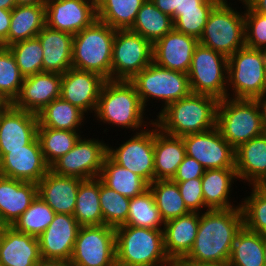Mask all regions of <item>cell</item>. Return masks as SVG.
Returning <instances> with one entry per match:
<instances>
[{
    "label": "cell",
    "instance_id": "63",
    "mask_svg": "<svg viewBox=\"0 0 266 266\" xmlns=\"http://www.w3.org/2000/svg\"><path fill=\"white\" fill-rule=\"evenodd\" d=\"M218 1L219 2H228V0H218ZM237 1H240L239 3H245L246 2V0H237ZM229 2H230V0H229Z\"/></svg>",
    "mask_w": 266,
    "mask_h": 266
},
{
    "label": "cell",
    "instance_id": "23",
    "mask_svg": "<svg viewBox=\"0 0 266 266\" xmlns=\"http://www.w3.org/2000/svg\"><path fill=\"white\" fill-rule=\"evenodd\" d=\"M41 259L38 237L13 226L0 232V266H36Z\"/></svg>",
    "mask_w": 266,
    "mask_h": 266
},
{
    "label": "cell",
    "instance_id": "15",
    "mask_svg": "<svg viewBox=\"0 0 266 266\" xmlns=\"http://www.w3.org/2000/svg\"><path fill=\"white\" fill-rule=\"evenodd\" d=\"M186 155L205 170L235 168V149L222 137L217 127L182 137Z\"/></svg>",
    "mask_w": 266,
    "mask_h": 266
},
{
    "label": "cell",
    "instance_id": "57",
    "mask_svg": "<svg viewBox=\"0 0 266 266\" xmlns=\"http://www.w3.org/2000/svg\"><path fill=\"white\" fill-rule=\"evenodd\" d=\"M16 5V0H0V9L12 10Z\"/></svg>",
    "mask_w": 266,
    "mask_h": 266
},
{
    "label": "cell",
    "instance_id": "32",
    "mask_svg": "<svg viewBox=\"0 0 266 266\" xmlns=\"http://www.w3.org/2000/svg\"><path fill=\"white\" fill-rule=\"evenodd\" d=\"M86 116L88 115L78 107L60 97L54 99L37 114L38 128H53L82 132L80 129L85 125L84 122L87 123L89 121H86Z\"/></svg>",
    "mask_w": 266,
    "mask_h": 266
},
{
    "label": "cell",
    "instance_id": "42",
    "mask_svg": "<svg viewBox=\"0 0 266 266\" xmlns=\"http://www.w3.org/2000/svg\"><path fill=\"white\" fill-rule=\"evenodd\" d=\"M7 48L24 78L43 72V49L37 37L15 42Z\"/></svg>",
    "mask_w": 266,
    "mask_h": 266
},
{
    "label": "cell",
    "instance_id": "26",
    "mask_svg": "<svg viewBox=\"0 0 266 266\" xmlns=\"http://www.w3.org/2000/svg\"><path fill=\"white\" fill-rule=\"evenodd\" d=\"M37 196V184L0 175V217L5 225L12 226Z\"/></svg>",
    "mask_w": 266,
    "mask_h": 266
},
{
    "label": "cell",
    "instance_id": "61",
    "mask_svg": "<svg viewBox=\"0 0 266 266\" xmlns=\"http://www.w3.org/2000/svg\"><path fill=\"white\" fill-rule=\"evenodd\" d=\"M259 234L261 238L266 242V227Z\"/></svg>",
    "mask_w": 266,
    "mask_h": 266
},
{
    "label": "cell",
    "instance_id": "17",
    "mask_svg": "<svg viewBox=\"0 0 266 266\" xmlns=\"http://www.w3.org/2000/svg\"><path fill=\"white\" fill-rule=\"evenodd\" d=\"M50 170L36 136L25 149H8L0 159V175L37 184Z\"/></svg>",
    "mask_w": 266,
    "mask_h": 266
},
{
    "label": "cell",
    "instance_id": "27",
    "mask_svg": "<svg viewBox=\"0 0 266 266\" xmlns=\"http://www.w3.org/2000/svg\"><path fill=\"white\" fill-rule=\"evenodd\" d=\"M36 37L43 49V72L62 75L72 68L74 35L45 25Z\"/></svg>",
    "mask_w": 266,
    "mask_h": 266
},
{
    "label": "cell",
    "instance_id": "39",
    "mask_svg": "<svg viewBox=\"0 0 266 266\" xmlns=\"http://www.w3.org/2000/svg\"><path fill=\"white\" fill-rule=\"evenodd\" d=\"M164 224L149 188L142 194L130 198L128 216L124 225L163 230Z\"/></svg>",
    "mask_w": 266,
    "mask_h": 266
},
{
    "label": "cell",
    "instance_id": "52",
    "mask_svg": "<svg viewBox=\"0 0 266 266\" xmlns=\"http://www.w3.org/2000/svg\"><path fill=\"white\" fill-rule=\"evenodd\" d=\"M206 0H177L176 11L199 10Z\"/></svg>",
    "mask_w": 266,
    "mask_h": 266
},
{
    "label": "cell",
    "instance_id": "48",
    "mask_svg": "<svg viewBox=\"0 0 266 266\" xmlns=\"http://www.w3.org/2000/svg\"><path fill=\"white\" fill-rule=\"evenodd\" d=\"M173 182L177 183L181 197L190 212L201 213L203 209H209L204 203L201 178Z\"/></svg>",
    "mask_w": 266,
    "mask_h": 266
},
{
    "label": "cell",
    "instance_id": "38",
    "mask_svg": "<svg viewBox=\"0 0 266 266\" xmlns=\"http://www.w3.org/2000/svg\"><path fill=\"white\" fill-rule=\"evenodd\" d=\"M156 206L164 222L190 213L172 180H154L149 184Z\"/></svg>",
    "mask_w": 266,
    "mask_h": 266
},
{
    "label": "cell",
    "instance_id": "36",
    "mask_svg": "<svg viewBox=\"0 0 266 266\" xmlns=\"http://www.w3.org/2000/svg\"><path fill=\"white\" fill-rule=\"evenodd\" d=\"M172 29V18L161 12L151 0H146L129 30L154 44Z\"/></svg>",
    "mask_w": 266,
    "mask_h": 266
},
{
    "label": "cell",
    "instance_id": "55",
    "mask_svg": "<svg viewBox=\"0 0 266 266\" xmlns=\"http://www.w3.org/2000/svg\"><path fill=\"white\" fill-rule=\"evenodd\" d=\"M246 3L254 11L266 15V0H246Z\"/></svg>",
    "mask_w": 266,
    "mask_h": 266
},
{
    "label": "cell",
    "instance_id": "6",
    "mask_svg": "<svg viewBox=\"0 0 266 266\" xmlns=\"http://www.w3.org/2000/svg\"><path fill=\"white\" fill-rule=\"evenodd\" d=\"M216 127L234 149L265 133L255 99L227 97L219 100Z\"/></svg>",
    "mask_w": 266,
    "mask_h": 266
},
{
    "label": "cell",
    "instance_id": "49",
    "mask_svg": "<svg viewBox=\"0 0 266 266\" xmlns=\"http://www.w3.org/2000/svg\"><path fill=\"white\" fill-rule=\"evenodd\" d=\"M204 172L205 168L202 164L194 158L185 155L172 181H187L189 179L201 178Z\"/></svg>",
    "mask_w": 266,
    "mask_h": 266
},
{
    "label": "cell",
    "instance_id": "46",
    "mask_svg": "<svg viewBox=\"0 0 266 266\" xmlns=\"http://www.w3.org/2000/svg\"><path fill=\"white\" fill-rule=\"evenodd\" d=\"M218 3V0H206L199 10L176 11L173 29L199 40L210 12Z\"/></svg>",
    "mask_w": 266,
    "mask_h": 266
},
{
    "label": "cell",
    "instance_id": "3",
    "mask_svg": "<svg viewBox=\"0 0 266 266\" xmlns=\"http://www.w3.org/2000/svg\"><path fill=\"white\" fill-rule=\"evenodd\" d=\"M218 103L213 96L190 93L159 111L154 123L172 136L202 133L216 127Z\"/></svg>",
    "mask_w": 266,
    "mask_h": 266
},
{
    "label": "cell",
    "instance_id": "19",
    "mask_svg": "<svg viewBox=\"0 0 266 266\" xmlns=\"http://www.w3.org/2000/svg\"><path fill=\"white\" fill-rule=\"evenodd\" d=\"M37 114L15 108L12 104L0 113V159L8 149H25L36 136Z\"/></svg>",
    "mask_w": 266,
    "mask_h": 266
},
{
    "label": "cell",
    "instance_id": "31",
    "mask_svg": "<svg viewBox=\"0 0 266 266\" xmlns=\"http://www.w3.org/2000/svg\"><path fill=\"white\" fill-rule=\"evenodd\" d=\"M45 25V4L16 5L11 10L8 38L0 46L8 47L18 41L35 38Z\"/></svg>",
    "mask_w": 266,
    "mask_h": 266
},
{
    "label": "cell",
    "instance_id": "35",
    "mask_svg": "<svg viewBox=\"0 0 266 266\" xmlns=\"http://www.w3.org/2000/svg\"><path fill=\"white\" fill-rule=\"evenodd\" d=\"M73 216L80 226L103 225L98 177L80 182Z\"/></svg>",
    "mask_w": 266,
    "mask_h": 266
},
{
    "label": "cell",
    "instance_id": "5",
    "mask_svg": "<svg viewBox=\"0 0 266 266\" xmlns=\"http://www.w3.org/2000/svg\"><path fill=\"white\" fill-rule=\"evenodd\" d=\"M116 30L96 19L73 37L72 68L111 80L112 46Z\"/></svg>",
    "mask_w": 266,
    "mask_h": 266
},
{
    "label": "cell",
    "instance_id": "64",
    "mask_svg": "<svg viewBox=\"0 0 266 266\" xmlns=\"http://www.w3.org/2000/svg\"><path fill=\"white\" fill-rule=\"evenodd\" d=\"M264 260H265V266H266V242H265V246H264Z\"/></svg>",
    "mask_w": 266,
    "mask_h": 266
},
{
    "label": "cell",
    "instance_id": "24",
    "mask_svg": "<svg viewBox=\"0 0 266 266\" xmlns=\"http://www.w3.org/2000/svg\"><path fill=\"white\" fill-rule=\"evenodd\" d=\"M82 179L59 175L49 170L37 183L38 196L55 213L73 215Z\"/></svg>",
    "mask_w": 266,
    "mask_h": 266
},
{
    "label": "cell",
    "instance_id": "51",
    "mask_svg": "<svg viewBox=\"0 0 266 266\" xmlns=\"http://www.w3.org/2000/svg\"><path fill=\"white\" fill-rule=\"evenodd\" d=\"M163 13L169 15L172 20L176 19L177 0H151Z\"/></svg>",
    "mask_w": 266,
    "mask_h": 266
},
{
    "label": "cell",
    "instance_id": "2",
    "mask_svg": "<svg viewBox=\"0 0 266 266\" xmlns=\"http://www.w3.org/2000/svg\"><path fill=\"white\" fill-rule=\"evenodd\" d=\"M146 110L148 112L130 81L106 80L100 91L94 117L101 125L103 123L112 127H121L123 130L128 129L137 133L154 122V119L150 120Z\"/></svg>",
    "mask_w": 266,
    "mask_h": 266
},
{
    "label": "cell",
    "instance_id": "40",
    "mask_svg": "<svg viewBox=\"0 0 266 266\" xmlns=\"http://www.w3.org/2000/svg\"><path fill=\"white\" fill-rule=\"evenodd\" d=\"M81 133L83 132L37 128V137L47 164L51 166L61 156L67 154L79 140Z\"/></svg>",
    "mask_w": 266,
    "mask_h": 266
},
{
    "label": "cell",
    "instance_id": "8",
    "mask_svg": "<svg viewBox=\"0 0 266 266\" xmlns=\"http://www.w3.org/2000/svg\"><path fill=\"white\" fill-rule=\"evenodd\" d=\"M130 82L135 86L145 109L150 105L148 101L152 104L153 100L156 103L161 100V111L191 93L187 73L162 68L154 62L142 69Z\"/></svg>",
    "mask_w": 266,
    "mask_h": 266
},
{
    "label": "cell",
    "instance_id": "7",
    "mask_svg": "<svg viewBox=\"0 0 266 266\" xmlns=\"http://www.w3.org/2000/svg\"><path fill=\"white\" fill-rule=\"evenodd\" d=\"M219 2L210 12L199 43L230 57L245 47L244 11Z\"/></svg>",
    "mask_w": 266,
    "mask_h": 266
},
{
    "label": "cell",
    "instance_id": "60",
    "mask_svg": "<svg viewBox=\"0 0 266 266\" xmlns=\"http://www.w3.org/2000/svg\"><path fill=\"white\" fill-rule=\"evenodd\" d=\"M263 53V59H264V68L266 73V48L261 49Z\"/></svg>",
    "mask_w": 266,
    "mask_h": 266
},
{
    "label": "cell",
    "instance_id": "53",
    "mask_svg": "<svg viewBox=\"0 0 266 266\" xmlns=\"http://www.w3.org/2000/svg\"><path fill=\"white\" fill-rule=\"evenodd\" d=\"M255 100L259 105L261 112L262 126L264 132L266 133V92L263 93L261 96L257 97Z\"/></svg>",
    "mask_w": 266,
    "mask_h": 266
},
{
    "label": "cell",
    "instance_id": "4",
    "mask_svg": "<svg viewBox=\"0 0 266 266\" xmlns=\"http://www.w3.org/2000/svg\"><path fill=\"white\" fill-rule=\"evenodd\" d=\"M116 265L173 266L164 248L163 230L122 225L115 228Z\"/></svg>",
    "mask_w": 266,
    "mask_h": 266
},
{
    "label": "cell",
    "instance_id": "1",
    "mask_svg": "<svg viewBox=\"0 0 266 266\" xmlns=\"http://www.w3.org/2000/svg\"><path fill=\"white\" fill-rule=\"evenodd\" d=\"M243 225L241 207L208 209L199 213L193 247L180 260L207 264L228 263L235 236Z\"/></svg>",
    "mask_w": 266,
    "mask_h": 266
},
{
    "label": "cell",
    "instance_id": "41",
    "mask_svg": "<svg viewBox=\"0 0 266 266\" xmlns=\"http://www.w3.org/2000/svg\"><path fill=\"white\" fill-rule=\"evenodd\" d=\"M55 214L54 210L37 196L12 226L17 231L38 237L53 221Z\"/></svg>",
    "mask_w": 266,
    "mask_h": 266
},
{
    "label": "cell",
    "instance_id": "12",
    "mask_svg": "<svg viewBox=\"0 0 266 266\" xmlns=\"http://www.w3.org/2000/svg\"><path fill=\"white\" fill-rule=\"evenodd\" d=\"M70 261L73 266H116L115 228L80 226Z\"/></svg>",
    "mask_w": 266,
    "mask_h": 266
},
{
    "label": "cell",
    "instance_id": "29",
    "mask_svg": "<svg viewBox=\"0 0 266 266\" xmlns=\"http://www.w3.org/2000/svg\"><path fill=\"white\" fill-rule=\"evenodd\" d=\"M185 155L182 137L166 134L154 123L155 180H172Z\"/></svg>",
    "mask_w": 266,
    "mask_h": 266
},
{
    "label": "cell",
    "instance_id": "25",
    "mask_svg": "<svg viewBox=\"0 0 266 266\" xmlns=\"http://www.w3.org/2000/svg\"><path fill=\"white\" fill-rule=\"evenodd\" d=\"M235 153L238 180L248 186H266V133L241 144Z\"/></svg>",
    "mask_w": 266,
    "mask_h": 266
},
{
    "label": "cell",
    "instance_id": "16",
    "mask_svg": "<svg viewBox=\"0 0 266 266\" xmlns=\"http://www.w3.org/2000/svg\"><path fill=\"white\" fill-rule=\"evenodd\" d=\"M46 25L72 35L97 19L96 0H46Z\"/></svg>",
    "mask_w": 266,
    "mask_h": 266
},
{
    "label": "cell",
    "instance_id": "37",
    "mask_svg": "<svg viewBox=\"0 0 266 266\" xmlns=\"http://www.w3.org/2000/svg\"><path fill=\"white\" fill-rule=\"evenodd\" d=\"M146 0H96L97 19L115 30L133 26L137 13Z\"/></svg>",
    "mask_w": 266,
    "mask_h": 266
},
{
    "label": "cell",
    "instance_id": "14",
    "mask_svg": "<svg viewBox=\"0 0 266 266\" xmlns=\"http://www.w3.org/2000/svg\"><path fill=\"white\" fill-rule=\"evenodd\" d=\"M151 127L133 133L126 142L118 144L119 147L107 144V156L113 162L139 175L148 184L155 180L154 122Z\"/></svg>",
    "mask_w": 266,
    "mask_h": 266
},
{
    "label": "cell",
    "instance_id": "13",
    "mask_svg": "<svg viewBox=\"0 0 266 266\" xmlns=\"http://www.w3.org/2000/svg\"><path fill=\"white\" fill-rule=\"evenodd\" d=\"M107 156V143L99 138L82 135L74 147L51 166L56 174L77 177L82 180L97 178Z\"/></svg>",
    "mask_w": 266,
    "mask_h": 266
},
{
    "label": "cell",
    "instance_id": "21",
    "mask_svg": "<svg viewBox=\"0 0 266 266\" xmlns=\"http://www.w3.org/2000/svg\"><path fill=\"white\" fill-rule=\"evenodd\" d=\"M199 40L172 29L153 44V62L166 69L188 73Z\"/></svg>",
    "mask_w": 266,
    "mask_h": 266
},
{
    "label": "cell",
    "instance_id": "18",
    "mask_svg": "<svg viewBox=\"0 0 266 266\" xmlns=\"http://www.w3.org/2000/svg\"><path fill=\"white\" fill-rule=\"evenodd\" d=\"M105 81V78L95 72L70 68L62 74L60 97L86 115L95 114Z\"/></svg>",
    "mask_w": 266,
    "mask_h": 266
},
{
    "label": "cell",
    "instance_id": "9",
    "mask_svg": "<svg viewBox=\"0 0 266 266\" xmlns=\"http://www.w3.org/2000/svg\"><path fill=\"white\" fill-rule=\"evenodd\" d=\"M265 92L266 73L262 50L245 46L228 57L227 97L256 99Z\"/></svg>",
    "mask_w": 266,
    "mask_h": 266
},
{
    "label": "cell",
    "instance_id": "44",
    "mask_svg": "<svg viewBox=\"0 0 266 266\" xmlns=\"http://www.w3.org/2000/svg\"><path fill=\"white\" fill-rule=\"evenodd\" d=\"M251 192L242 198L244 226L260 233L266 227V186H249Z\"/></svg>",
    "mask_w": 266,
    "mask_h": 266
},
{
    "label": "cell",
    "instance_id": "11",
    "mask_svg": "<svg viewBox=\"0 0 266 266\" xmlns=\"http://www.w3.org/2000/svg\"><path fill=\"white\" fill-rule=\"evenodd\" d=\"M153 62V44L131 30H116L112 46L111 80L130 81Z\"/></svg>",
    "mask_w": 266,
    "mask_h": 266
},
{
    "label": "cell",
    "instance_id": "54",
    "mask_svg": "<svg viewBox=\"0 0 266 266\" xmlns=\"http://www.w3.org/2000/svg\"><path fill=\"white\" fill-rule=\"evenodd\" d=\"M36 266H73L70 260L41 259Z\"/></svg>",
    "mask_w": 266,
    "mask_h": 266
},
{
    "label": "cell",
    "instance_id": "59",
    "mask_svg": "<svg viewBox=\"0 0 266 266\" xmlns=\"http://www.w3.org/2000/svg\"><path fill=\"white\" fill-rule=\"evenodd\" d=\"M12 103L0 93V111H5Z\"/></svg>",
    "mask_w": 266,
    "mask_h": 266
},
{
    "label": "cell",
    "instance_id": "33",
    "mask_svg": "<svg viewBox=\"0 0 266 266\" xmlns=\"http://www.w3.org/2000/svg\"><path fill=\"white\" fill-rule=\"evenodd\" d=\"M98 178L108 188L129 198L142 194L149 188V184L142 177L119 166L108 156L104 159Z\"/></svg>",
    "mask_w": 266,
    "mask_h": 266
},
{
    "label": "cell",
    "instance_id": "47",
    "mask_svg": "<svg viewBox=\"0 0 266 266\" xmlns=\"http://www.w3.org/2000/svg\"><path fill=\"white\" fill-rule=\"evenodd\" d=\"M244 6L245 46L251 49L266 48V15L254 11L246 2Z\"/></svg>",
    "mask_w": 266,
    "mask_h": 266
},
{
    "label": "cell",
    "instance_id": "22",
    "mask_svg": "<svg viewBox=\"0 0 266 266\" xmlns=\"http://www.w3.org/2000/svg\"><path fill=\"white\" fill-rule=\"evenodd\" d=\"M62 75L42 72L24 78L20 93L12 105L38 114L54 99L60 98Z\"/></svg>",
    "mask_w": 266,
    "mask_h": 266
},
{
    "label": "cell",
    "instance_id": "58",
    "mask_svg": "<svg viewBox=\"0 0 266 266\" xmlns=\"http://www.w3.org/2000/svg\"><path fill=\"white\" fill-rule=\"evenodd\" d=\"M46 0H16L17 5L45 4Z\"/></svg>",
    "mask_w": 266,
    "mask_h": 266
},
{
    "label": "cell",
    "instance_id": "30",
    "mask_svg": "<svg viewBox=\"0 0 266 266\" xmlns=\"http://www.w3.org/2000/svg\"><path fill=\"white\" fill-rule=\"evenodd\" d=\"M201 180L204 203L209 209L241 207V203L235 205L233 202L237 201L231 198L232 186L238 181L235 168L205 170Z\"/></svg>",
    "mask_w": 266,
    "mask_h": 266
},
{
    "label": "cell",
    "instance_id": "43",
    "mask_svg": "<svg viewBox=\"0 0 266 266\" xmlns=\"http://www.w3.org/2000/svg\"><path fill=\"white\" fill-rule=\"evenodd\" d=\"M99 201L103 225L117 228L126 223L130 198L105 186L99 179Z\"/></svg>",
    "mask_w": 266,
    "mask_h": 266
},
{
    "label": "cell",
    "instance_id": "20",
    "mask_svg": "<svg viewBox=\"0 0 266 266\" xmlns=\"http://www.w3.org/2000/svg\"><path fill=\"white\" fill-rule=\"evenodd\" d=\"M79 228L73 215L56 213L47 229L38 236L41 258L70 260Z\"/></svg>",
    "mask_w": 266,
    "mask_h": 266
},
{
    "label": "cell",
    "instance_id": "45",
    "mask_svg": "<svg viewBox=\"0 0 266 266\" xmlns=\"http://www.w3.org/2000/svg\"><path fill=\"white\" fill-rule=\"evenodd\" d=\"M24 76L7 47L0 46V93L11 103L18 97Z\"/></svg>",
    "mask_w": 266,
    "mask_h": 266
},
{
    "label": "cell",
    "instance_id": "28",
    "mask_svg": "<svg viewBox=\"0 0 266 266\" xmlns=\"http://www.w3.org/2000/svg\"><path fill=\"white\" fill-rule=\"evenodd\" d=\"M199 226V213L190 212L165 222L163 227L166 255L174 263L192 249Z\"/></svg>",
    "mask_w": 266,
    "mask_h": 266
},
{
    "label": "cell",
    "instance_id": "34",
    "mask_svg": "<svg viewBox=\"0 0 266 266\" xmlns=\"http://www.w3.org/2000/svg\"><path fill=\"white\" fill-rule=\"evenodd\" d=\"M264 246L260 234L243 225L235 236L229 266H265Z\"/></svg>",
    "mask_w": 266,
    "mask_h": 266
},
{
    "label": "cell",
    "instance_id": "50",
    "mask_svg": "<svg viewBox=\"0 0 266 266\" xmlns=\"http://www.w3.org/2000/svg\"><path fill=\"white\" fill-rule=\"evenodd\" d=\"M11 10L0 9V45L8 38Z\"/></svg>",
    "mask_w": 266,
    "mask_h": 266
},
{
    "label": "cell",
    "instance_id": "62",
    "mask_svg": "<svg viewBox=\"0 0 266 266\" xmlns=\"http://www.w3.org/2000/svg\"><path fill=\"white\" fill-rule=\"evenodd\" d=\"M6 225L5 223L2 221L1 217H0V232L3 231L5 229Z\"/></svg>",
    "mask_w": 266,
    "mask_h": 266
},
{
    "label": "cell",
    "instance_id": "10",
    "mask_svg": "<svg viewBox=\"0 0 266 266\" xmlns=\"http://www.w3.org/2000/svg\"><path fill=\"white\" fill-rule=\"evenodd\" d=\"M191 93L227 98L228 57L198 44L188 71Z\"/></svg>",
    "mask_w": 266,
    "mask_h": 266
},
{
    "label": "cell",
    "instance_id": "56",
    "mask_svg": "<svg viewBox=\"0 0 266 266\" xmlns=\"http://www.w3.org/2000/svg\"><path fill=\"white\" fill-rule=\"evenodd\" d=\"M174 266H229L228 263L225 264H207V263H195L187 260H177L173 264Z\"/></svg>",
    "mask_w": 266,
    "mask_h": 266
}]
</instances>
